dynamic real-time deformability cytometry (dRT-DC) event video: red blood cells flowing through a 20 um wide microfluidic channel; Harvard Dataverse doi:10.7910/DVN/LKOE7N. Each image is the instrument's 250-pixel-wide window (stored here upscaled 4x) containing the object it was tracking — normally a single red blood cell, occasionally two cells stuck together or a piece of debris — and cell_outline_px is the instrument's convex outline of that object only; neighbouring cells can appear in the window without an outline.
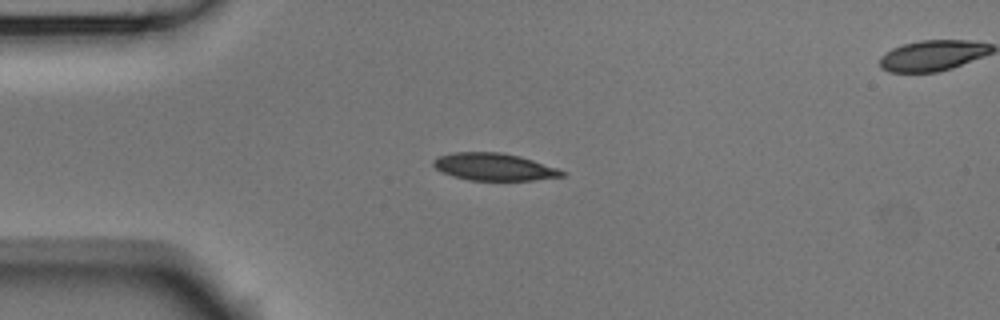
{"species": "Egyptian fruit bat (a non-hibernating species)", "species_latin": "Rousettus aegyptiacus", "temperature_condition": "room temperature", "stored_images_in_passage": 42, "segment_of_instrument_passage": [1, 2], "camera_frame_rate_fps": 3000, "um_per_image_px": 0.085, "animal": {"sex": "male"}, "frame": {"image": 1, "passage_image": 1, "time_ms": 0.0, "image_size_px": [1000, 320], "cell_outline_px": [[568, 172], [564, 176], [532, 180], [468, 180], [452, 176], [436, 168], [432, 164], [432, 160], [440, 156], [456, 152], [500, 152], [520, 156]], "centroid_in_image_um": [41.99, 14.18], "position_along_channel_um": 43.0, "area_um2": 20.29}}
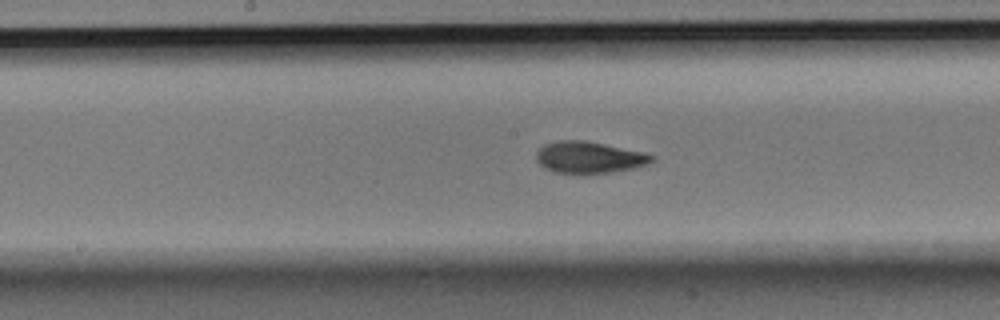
{"frame": {"image": 2, "passage_image": 15, "time_ms": 4.667, "image_size_px": [1000, 320], "cell_outline_px": [[656, 160], [648, 164], [632, 168], [608, 172], [552, 172], [544, 168], [536, 160], [536, 152], [544, 144], [560, 140], [584, 140], [644, 152], [656, 156]], "centroid_in_image_um": [50.08, 13.35], "position_along_channel_um": 198.1, "area_um2": 21.04}}
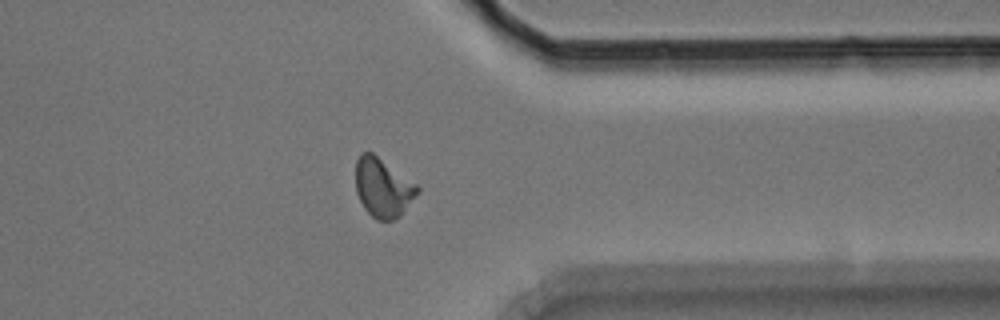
{"frame": {"image": 3, "passage_image": 30, "time_ms": 9.667, "image_size_px": [1000, 320], "cell_outline_px": [[420, 192], [400, 216], [392, 220], [376, 220], [364, 208], [356, 192], [356, 160], [360, 152], [372, 152], [416, 184], [420, 188]], "centroid_in_image_um": [32.55, 15.95], "position_along_channel_um": 378.9, "area_um2": 21.15}}